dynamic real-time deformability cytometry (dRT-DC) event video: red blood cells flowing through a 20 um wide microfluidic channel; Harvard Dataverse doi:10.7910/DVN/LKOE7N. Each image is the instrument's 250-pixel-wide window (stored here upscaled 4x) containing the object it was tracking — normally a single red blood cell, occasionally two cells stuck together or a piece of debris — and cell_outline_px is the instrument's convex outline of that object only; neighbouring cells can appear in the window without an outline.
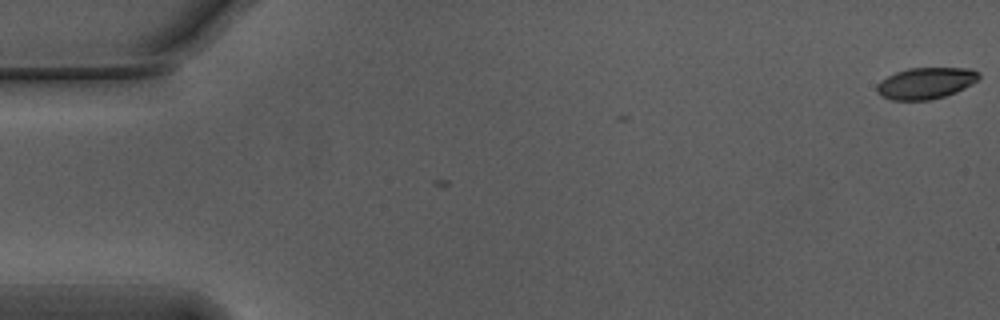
{"species": "Egyptian fruit bat (a non-hibernating species)", "species_latin": "Rousettus aegyptiacus", "temperature_condition": "warm", "stored_images_in_passage": 5, "camera_frame_rate_fps": 3000, "um_per_image_px": 0.085, "animal": {"sex": "male"}, "frame": {"image": 1, "passage_image": 1, "time_ms": 0.0, "image_size_px": [1000, 320], "cell_outline_px": [[980, 76], [972, 84], [956, 92], [932, 100], [892, 100], [880, 96], [876, 92], [876, 88], [880, 80], [896, 72], [908, 68], [972, 68], [980, 72]], "centroid_in_image_um": [78.68, 7.07], "position_along_channel_um": 6.3, "area_um2": 18.79}}